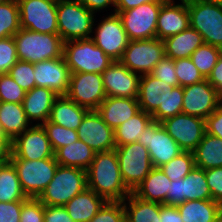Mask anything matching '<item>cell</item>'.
Returning a JSON list of instances; mask_svg holds the SVG:
<instances>
[{"instance_id":"cell-34","label":"cell","mask_w":222,"mask_h":222,"mask_svg":"<svg viewBox=\"0 0 222 222\" xmlns=\"http://www.w3.org/2000/svg\"><path fill=\"white\" fill-rule=\"evenodd\" d=\"M193 155L198 168L222 167V139L205 132Z\"/></svg>"},{"instance_id":"cell-48","label":"cell","mask_w":222,"mask_h":222,"mask_svg":"<svg viewBox=\"0 0 222 222\" xmlns=\"http://www.w3.org/2000/svg\"><path fill=\"white\" fill-rule=\"evenodd\" d=\"M20 222H44V204L38 198L28 197L22 204Z\"/></svg>"},{"instance_id":"cell-8","label":"cell","mask_w":222,"mask_h":222,"mask_svg":"<svg viewBox=\"0 0 222 222\" xmlns=\"http://www.w3.org/2000/svg\"><path fill=\"white\" fill-rule=\"evenodd\" d=\"M115 151L122 180L133 192L153 168L148 149L137 141L118 146Z\"/></svg>"},{"instance_id":"cell-45","label":"cell","mask_w":222,"mask_h":222,"mask_svg":"<svg viewBox=\"0 0 222 222\" xmlns=\"http://www.w3.org/2000/svg\"><path fill=\"white\" fill-rule=\"evenodd\" d=\"M89 222H125L123 201H107Z\"/></svg>"},{"instance_id":"cell-57","label":"cell","mask_w":222,"mask_h":222,"mask_svg":"<svg viewBox=\"0 0 222 222\" xmlns=\"http://www.w3.org/2000/svg\"><path fill=\"white\" fill-rule=\"evenodd\" d=\"M11 141L0 132V162H10Z\"/></svg>"},{"instance_id":"cell-32","label":"cell","mask_w":222,"mask_h":222,"mask_svg":"<svg viewBox=\"0 0 222 222\" xmlns=\"http://www.w3.org/2000/svg\"><path fill=\"white\" fill-rule=\"evenodd\" d=\"M96 151L81 140L61 147L54 152V157L60 166L76 167L87 170L95 157Z\"/></svg>"},{"instance_id":"cell-49","label":"cell","mask_w":222,"mask_h":222,"mask_svg":"<svg viewBox=\"0 0 222 222\" xmlns=\"http://www.w3.org/2000/svg\"><path fill=\"white\" fill-rule=\"evenodd\" d=\"M205 176L211 192V200L222 205V167L206 169Z\"/></svg>"},{"instance_id":"cell-15","label":"cell","mask_w":222,"mask_h":222,"mask_svg":"<svg viewBox=\"0 0 222 222\" xmlns=\"http://www.w3.org/2000/svg\"><path fill=\"white\" fill-rule=\"evenodd\" d=\"M11 158L38 160L54 157V150L42 125H31L11 142Z\"/></svg>"},{"instance_id":"cell-20","label":"cell","mask_w":222,"mask_h":222,"mask_svg":"<svg viewBox=\"0 0 222 222\" xmlns=\"http://www.w3.org/2000/svg\"><path fill=\"white\" fill-rule=\"evenodd\" d=\"M102 77L107 97L138 98L141 75L132 72L120 61H114Z\"/></svg>"},{"instance_id":"cell-2","label":"cell","mask_w":222,"mask_h":222,"mask_svg":"<svg viewBox=\"0 0 222 222\" xmlns=\"http://www.w3.org/2000/svg\"><path fill=\"white\" fill-rule=\"evenodd\" d=\"M14 37L18 60L30 63L63 57L64 41L59 34L19 29Z\"/></svg>"},{"instance_id":"cell-3","label":"cell","mask_w":222,"mask_h":222,"mask_svg":"<svg viewBox=\"0 0 222 222\" xmlns=\"http://www.w3.org/2000/svg\"><path fill=\"white\" fill-rule=\"evenodd\" d=\"M63 57L71 73L102 74L114 62L91 38L64 42Z\"/></svg>"},{"instance_id":"cell-52","label":"cell","mask_w":222,"mask_h":222,"mask_svg":"<svg viewBox=\"0 0 222 222\" xmlns=\"http://www.w3.org/2000/svg\"><path fill=\"white\" fill-rule=\"evenodd\" d=\"M44 222H74L64 206L44 205Z\"/></svg>"},{"instance_id":"cell-55","label":"cell","mask_w":222,"mask_h":222,"mask_svg":"<svg viewBox=\"0 0 222 222\" xmlns=\"http://www.w3.org/2000/svg\"><path fill=\"white\" fill-rule=\"evenodd\" d=\"M207 81L217 90L222 89V54L208 76Z\"/></svg>"},{"instance_id":"cell-41","label":"cell","mask_w":222,"mask_h":222,"mask_svg":"<svg viewBox=\"0 0 222 222\" xmlns=\"http://www.w3.org/2000/svg\"><path fill=\"white\" fill-rule=\"evenodd\" d=\"M42 126L47 133L49 142L51 143L54 152L61 147L67 146L68 144L79 140L77 130L56 125L49 120L44 122Z\"/></svg>"},{"instance_id":"cell-9","label":"cell","mask_w":222,"mask_h":222,"mask_svg":"<svg viewBox=\"0 0 222 222\" xmlns=\"http://www.w3.org/2000/svg\"><path fill=\"white\" fill-rule=\"evenodd\" d=\"M165 56V45L161 39L129 40L119 60L132 72L150 74Z\"/></svg>"},{"instance_id":"cell-35","label":"cell","mask_w":222,"mask_h":222,"mask_svg":"<svg viewBox=\"0 0 222 222\" xmlns=\"http://www.w3.org/2000/svg\"><path fill=\"white\" fill-rule=\"evenodd\" d=\"M152 120V116L143 110L126 120L114 130L116 147L137 142L143 130Z\"/></svg>"},{"instance_id":"cell-22","label":"cell","mask_w":222,"mask_h":222,"mask_svg":"<svg viewBox=\"0 0 222 222\" xmlns=\"http://www.w3.org/2000/svg\"><path fill=\"white\" fill-rule=\"evenodd\" d=\"M180 1V2H179ZM166 0L157 18V38H165L178 34L190 26L187 0Z\"/></svg>"},{"instance_id":"cell-54","label":"cell","mask_w":222,"mask_h":222,"mask_svg":"<svg viewBox=\"0 0 222 222\" xmlns=\"http://www.w3.org/2000/svg\"><path fill=\"white\" fill-rule=\"evenodd\" d=\"M161 222H183L177 206L160 204Z\"/></svg>"},{"instance_id":"cell-62","label":"cell","mask_w":222,"mask_h":222,"mask_svg":"<svg viewBox=\"0 0 222 222\" xmlns=\"http://www.w3.org/2000/svg\"><path fill=\"white\" fill-rule=\"evenodd\" d=\"M7 1H9V0H0V4L4 3V2H7Z\"/></svg>"},{"instance_id":"cell-30","label":"cell","mask_w":222,"mask_h":222,"mask_svg":"<svg viewBox=\"0 0 222 222\" xmlns=\"http://www.w3.org/2000/svg\"><path fill=\"white\" fill-rule=\"evenodd\" d=\"M163 41L165 56L173 60L191 57L192 53L204 44L202 35L190 26L178 34L165 38Z\"/></svg>"},{"instance_id":"cell-59","label":"cell","mask_w":222,"mask_h":222,"mask_svg":"<svg viewBox=\"0 0 222 222\" xmlns=\"http://www.w3.org/2000/svg\"><path fill=\"white\" fill-rule=\"evenodd\" d=\"M9 162H0V173L1 170L8 164Z\"/></svg>"},{"instance_id":"cell-23","label":"cell","mask_w":222,"mask_h":222,"mask_svg":"<svg viewBox=\"0 0 222 222\" xmlns=\"http://www.w3.org/2000/svg\"><path fill=\"white\" fill-rule=\"evenodd\" d=\"M58 96L53 90L44 87H34L26 92L22 106L32 125H42L49 120L53 102Z\"/></svg>"},{"instance_id":"cell-29","label":"cell","mask_w":222,"mask_h":222,"mask_svg":"<svg viewBox=\"0 0 222 222\" xmlns=\"http://www.w3.org/2000/svg\"><path fill=\"white\" fill-rule=\"evenodd\" d=\"M170 184L171 180L162 169L153 167L133 193L143 200L165 204Z\"/></svg>"},{"instance_id":"cell-7","label":"cell","mask_w":222,"mask_h":222,"mask_svg":"<svg viewBox=\"0 0 222 222\" xmlns=\"http://www.w3.org/2000/svg\"><path fill=\"white\" fill-rule=\"evenodd\" d=\"M15 167L21 188L27 197L38 198L56 173L55 157L38 160L10 159Z\"/></svg>"},{"instance_id":"cell-26","label":"cell","mask_w":222,"mask_h":222,"mask_svg":"<svg viewBox=\"0 0 222 222\" xmlns=\"http://www.w3.org/2000/svg\"><path fill=\"white\" fill-rule=\"evenodd\" d=\"M107 201L86 188L64 205L74 222H89Z\"/></svg>"},{"instance_id":"cell-33","label":"cell","mask_w":222,"mask_h":222,"mask_svg":"<svg viewBox=\"0 0 222 222\" xmlns=\"http://www.w3.org/2000/svg\"><path fill=\"white\" fill-rule=\"evenodd\" d=\"M123 204L125 222H161L160 203L143 200L131 192Z\"/></svg>"},{"instance_id":"cell-43","label":"cell","mask_w":222,"mask_h":222,"mask_svg":"<svg viewBox=\"0 0 222 222\" xmlns=\"http://www.w3.org/2000/svg\"><path fill=\"white\" fill-rule=\"evenodd\" d=\"M8 74L26 92L36 87L33 63L18 60L8 71Z\"/></svg>"},{"instance_id":"cell-13","label":"cell","mask_w":222,"mask_h":222,"mask_svg":"<svg viewBox=\"0 0 222 222\" xmlns=\"http://www.w3.org/2000/svg\"><path fill=\"white\" fill-rule=\"evenodd\" d=\"M138 142L148 149L152 166L157 168L183 152L161 123L154 120L143 130Z\"/></svg>"},{"instance_id":"cell-14","label":"cell","mask_w":222,"mask_h":222,"mask_svg":"<svg viewBox=\"0 0 222 222\" xmlns=\"http://www.w3.org/2000/svg\"><path fill=\"white\" fill-rule=\"evenodd\" d=\"M161 125L184 152H193L206 132L205 119L185 113L167 118Z\"/></svg>"},{"instance_id":"cell-5","label":"cell","mask_w":222,"mask_h":222,"mask_svg":"<svg viewBox=\"0 0 222 222\" xmlns=\"http://www.w3.org/2000/svg\"><path fill=\"white\" fill-rule=\"evenodd\" d=\"M87 186L86 170L58 165L53 179L38 199L44 205L64 206Z\"/></svg>"},{"instance_id":"cell-1","label":"cell","mask_w":222,"mask_h":222,"mask_svg":"<svg viewBox=\"0 0 222 222\" xmlns=\"http://www.w3.org/2000/svg\"><path fill=\"white\" fill-rule=\"evenodd\" d=\"M86 173L88 188L106 201H124L131 194L122 180L115 150L96 152Z\"/></svg>"},{"instance_id":"cell-17","label":"cell","mask_w":222,"mask_h":222,"mask_svg":"<svg viewBox=\"0 0 222 222\" xmlns=\"http://www.w3.org/2000/svg\"><path fill=\"white\" fill-rule=\"evenodd\" d=\"M211 199L205 170L194 167L184 178L171 181L166 205L177 206L189 200Z\"/></svg>"},{"instance_id":"cell-19","label":"cell","mask_w":222,"mask_h":222,"mask_svg":"<svg viewBox=\"0 0 222 222\" xmlns=\"http://www.w3.org/2000/svg\"><path fill=\"white\" fill-rule=\"evenodd\" d=\"M79 140L96 152L115 150L114 130L102 119L97 110H89L77 129Z\"/></svg>"},{"instance_id":"cell-4","label":"cell","mask_w":222,"mask_h":222,"mask_svg":"<svg viewBox=\"0 0 222 222\" xmlns=\"http://www.w3.org/2000/svg\"><path fill=\"white\" fill-rule=\"evenodd\" d=\"M96 14L76 0L57 3L58 34L64 42L89 39L93 34Z\"/></svg>"},{"instance_id":"cell-47","label":"cell","mask_w":222,"mask_h":222,"mask_svg":"<svg viewBox=\"0 0 222 222\" xmlns=\"http://www.w3.org/2000/svg\"><path fill=\"white\" fill-rule=\"evenodd\" d=\"M155 78L162 80L173 87L179 86V82L175 73V60L164 56L150 73Z\"/></svg>"},{"instance_id":"cell-6","label":"cell","mask_w":222,"mask_h":222,"mask_svg":"<svg viewBox=\"0 0 222 222\" xmlns=\"http://www.w3.org/2000/svg\"><path fill=\"white\" fill-rule=\"evenodd\" d=\"M190 27L205 44L222 49V8L215 1L187 0Z\"/></svg>"},{"instance_id":"cell-44","label":"cell","mask_w":222,"mask_h":222,"mask_svg":"<svg viewBox=\"0 0 222 222\" xmlns=\"http://www.w3.org/2000/svg\"><path fill=\"white\" fill-rule=\"evenodd\" d=\"M26 91L8 74H0V102L22 103Z\"/></svg>"},{"instance_id":"cell-50","label":"cell","mask_w":222,"mask_h":222,"mask_svg":"<svg viewBox=\"0 0 222 222\" xmlns=\"http://www.w3.org/2000/svg\"><path fill=\"white\" fill-rule=\"evenodd\" d=\"M23 202H0V222H20Z\"/></svg>"},{"instance_id":"cell-16","label":"cell","mask_w":222,"mask_h":222,"mask_svg":"<svg viewBox=\"0 0 222 222\" xmlns=\"http://www.w3.org/2000/svg\"><path fill=\"white\" fill-rule=\"evenodd\" d=\"M66 96L80 106L96 110L107 97L103 87L102 74L71 73Z\"/></svg>"},{"instance_id":"cell-25","label":"cell","mask_w":222,"mask_h":222,"mask_svg":"<svg viewBox=\"0 0 222 222\" xmlns=\"http://www.w3.org/2000/svg\"><path fill=\"white\" fill-rule=\"evenodd\" d=\"M172 88V85L155 78L151 74L141 75L137 98L140 109L152 115L159 105H163L169 89Z\"/></svg>"},{"instance_id":"cell-21","label":"cell","mask_w":222,"mask_h":222,"mask_svg":"<svg viewBox=\"0 0 222 222\" xmlns=\"http://www.w3.org/2000/svg\"><path fill=\"white\" fill-rule=\"evenodd\" d=\"M71 71L64 57L44 60L34 64L36 87L53 90L57 95H66L69 89Z\"/></svg>"},{"instance_id":"cell-11","label":"cell","mask_w":222,"mask_h":222,"mask_svg":"<svg viewBox=\"0 0 222 222\" xmlns=\"http://www.w3.org/2000/svg\"><path fill=\"white\" fill-rule=\"evenodd\" d=\"M163 3L149 2L126 11L115 12L120 16L129 40L157 37V18Z\"/></svg>"},{"instance_id":"cell-37","label":"cell","mask_w":222,"mask_h":222,"mask_svg":"<svg viewBox=\"0 0 222 222\" xmlns=\"http://www.w3.org/2000/svg\"><path fill=\"white\" fill-rule=\"evenodd\" d=\"M21 29L17 0L0 4V39L12 37Z\"/></svg>"},{"instance_id":"cell-42","label":"cell","mask_w":222,"mask_h":222,"mask_svg":"<svg viewBox=\"0 0 222 222\" xmlns=\"http://www.w3.org/2000/svg\"><path fill=\"white\" fill-rule=\"evenodd\" d=\"M175 73L181 87L205 80L190 57L175 60Z\"/></svg>"},{"instance_id":"cell-58","label":"cell","mask_w":222,"mask_h":222,"mask_svg":"<svg viewBox=\"0 0 222 222\" xmlns=\"http://www.w3.org/2000/svg\"><path fill=\"white\" fill-rule=\"evenodd\" d=\"M219 94V104L222 105V89L218 91Z\"/></svg>"},{"instance_id":"cell-38","label":"cell","mask_w":222,"mask_h":222,"mask_svg":"<svg viewBox=\"0 0 222 222\" xmlns=\"http://www.w3.org/2000/svg\"><path fill=\"white\" fill-rule=\"evenodd\" d=\"M221 54L222 49L204 43L192 53L190 58L203 77L207 79Z\"/></svg>"},{"instance_id":"cell-39","label":"cell","mask_w":222,"mask_h":222,"mask_svg":"<svg viewBox=\"0 0 222 222\" xmlns=\"http://www.w3.org/2000/svg\"><path fill=\"white\" fill-rule=\"evenodd\" d=\"M183 96V87L177 86L169 89L163 105H159L158 109L151 115L152 119L161 123L167 118L182 113Z\"/></svg>"},{"instance_id":"cell-60","label":"cell","mask_w":222,"mask_h":222,"mask_svg":"<svg viewBox=\"0 0 222 222\" xmlns=\"http://www.w3.org/2000/svg\"><path fill=\"white\" fill-rule=\"evenodd\" d=\"M215 2L222 8V0H215Z\"/></svg>"},{"instance_id":"cell-10","label":"cell","mask_w":222,"mask_h":222,"mask_svg":"<svg viewBox=\"0 0 222 222\" xmlns=\"http://www.w3.org/2000/svg\"><path fill=\"white\" fill-rule=\"evenodd\" d=\"M21 28L58 34L57 3L52 0H17Z\"/></svg>"},{"instance_id":"cell-56","label":"cell","mask_w":222,"mask_h":222,"mask_svg":"<svg viewBox=\"0 0 222 222\" xmlns=\"http://www.w3.org/2000/svg\"><path fill=\"white\" fill-rule=\"evenodd\" d=\"M166 0H116L115 12H122L149 2H165Z\"/></svg>"},{"instance_id":"cell-53","label":"cell","mask_w":222,"mask_h":222,"mask_svg":"<svg viewBox=\"0 0 222 222\" xmlns=\"http://www.w3.org/2000/svg\"><path fill=\"white\" fill-rule=\"evenodd\" d=\"M88 10L92 11L93 13H98L103 10H106L109 7H113L114 9L111 10L110 14L115 13V5L116 0H76Z\"/></svg>"},{"instance_id":"cell-18","label":"cell","mask_w":222,"mask_h":222,"mask_svg":"<svg viewBox=\"0 0 222 222\" xmlns=\"http://www.w3.org/2000/svg\"><path fill=\"white\" fill-rule=\"evenodd\" d=\"M182 113L207 119L219 105L218 91L207 79L183 87Z\"/></svg>"},{"instance_id":"cell-24","label":"cell","mask_w":222,"mask_h":222,"mask_svg":"<svg viewBox=\"0 0 222 222\" xmlns=\"http://www.w3.org/2000/svg\"><path fill=\"white\" fill-rule=\"evenodd\" d=\"M96 110L103 121L115 130L141 109L137 98L106 97Z\"/></svg>"},{"instance_id":"cell-31","label":"cell","mask_w":222,"mask_h":222,"mask_svg":"<svg viewBox=\"0 0 222 222\" xmlns=\"http://www.w3.org/2000/svg\"><path fill=\"white\" fill-rule=\"evenodd\" d=\"M177 208L183 222H215L222 216V205L211 199L185 201Z\"/></svg>"},{"instance_id":"cell-40","label":"cell","mask_w":222,"mask_h":222,"mask_svg":"<svg viewBox=\"0 0 222 222\" xmlns=\"http://www.w3.org/2000/svg\"><path fill=\"white\" fill-rule=\"evenodd\" d=\"M194 167L195 161L193 152L183 151L160 168L171 181H174L184 178Z\"/></svg>"},{"instance_id":"cell-12","label":"cell","mask_w":222,"mask_h":222,"mask_svg":"<svg viewBox=\"0 0 222 222\" xmlns=\"http://www.w3.org/2000/svg\"><path fill=\"white\" fill-rule=\"evenodd\" d=\"M102 18L100 23H94L93 34H95L91 39L112 60L119 61L129 42L122 20L117 13H109L107 17Z\"/></svg>"},{"instance_id":"cell-61","label":"cell","mask_w":222,"mask_h":222,"mask_svg":"<svg viewBox=\"0 0 222 222\" xmlns=\"http://www.w3.org/2000/svg\"><path fill=\"white\" fill-rule=\"evenodd\" d=\"M215 222H222V216H220Z\"/></svg>"},{"instance_id":"cell-51","label":"cell","mask_w":222,"mask_h":222,"mask_svg":"<svg viewBox=\"0 0 222 222\" xmlns=\"http://www.w3.org/2000/svg\"><path fill=\"white\" fill-rule=\"evenodd\" d=\"M206 133L222 139V105L205 120Z\"/></svg>"},{"instance_id":"cell-27","label":"cell","mask_w":222,"mask_h":222,"mask_svg":"<svg viewBox=\"0 0 222 222\" xmlns=\"http://www.w3.org/2000/svg\"><path fill=\"white\" fill-rule=\"evenodd\" d=\"M31 125L22 103L0 102V132L11 142Z\"/></svg>"},{"instance_id":"cell-63","label":"cell","mask_w":222,"mask_h":222,"mask_svg":"<svg viewBox=\"0 0 222 222\" xmlns=\"http://www.w3.org/2000/svg\"><path fill=\"white\" fill-rule=\"evenodd\" d=\"M52 1L58 3V2H61L62 0H52Z\"/></svg>"},{"instance_id":"cell-36","label":"cell","mask_w":222,"mask_h":222,"mask_svg":"<svg viewBox=\"0 0 222 222\" xmlns=\"http://www.w3.org/2000/svg\"><path fill=\"white\" fill-rule=\"evenodd\" d=\"M27 198L21 188L17 171L9 162L0 173V202L25 201Z\"/></svg>"},{"instance_id":"cell-28","label":"cell","mask_w":222,"mask_h":222,"mask_svg":"<svg viewBox=\"0 0 222 222\" xmlns=\"http://www.w3.org/2000/svg\"><path fill=\"white\" fill-rule=\"evenodd\" d=\"M88 111V108L78 105L66 95H59L53 102L49 121L77 130Z\"/></svg>"},{"instance_id":"cell-46","label":"cell","mask_w":222,"mask_h":222,"mask_svg":"<svg viewBox=\"0 0 222 222\" xmlns=\"http://www.w3.org/2000/svg\"><path fill=\"white\" fill-rule=\"evenodd\" d=\"M18 61L14 37L0 39V74L8 73Z\"/></svg>"}]
</instances>
